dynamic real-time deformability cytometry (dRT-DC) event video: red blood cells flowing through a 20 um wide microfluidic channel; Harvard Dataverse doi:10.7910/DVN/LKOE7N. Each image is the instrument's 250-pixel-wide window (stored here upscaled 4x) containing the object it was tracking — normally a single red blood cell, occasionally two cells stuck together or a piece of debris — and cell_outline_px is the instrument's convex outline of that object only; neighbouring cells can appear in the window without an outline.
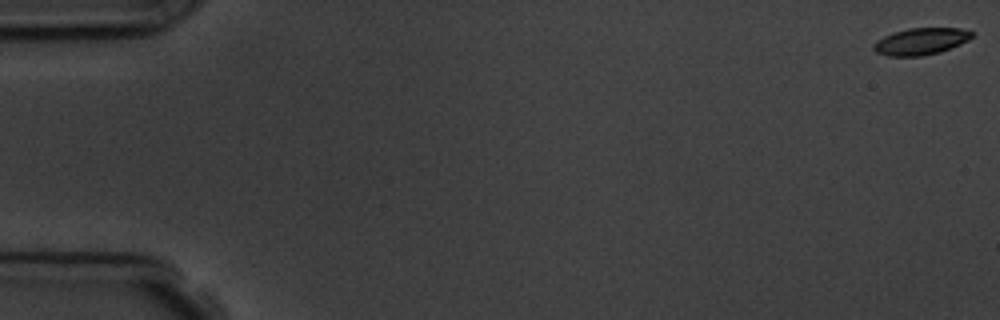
{"species": "common noctule bat (a hibernating species)", "species_latin": "Nyctalus noctula", "temperature_condition": "room temperature", "stored_images_in_passage": 5, "camera_frame_rate_fps": 3000, "um_per_image_px": 0.085, "animal": {"sex": "male", "body_mass_g": 19.5, "forearm_length_mm": 54.6}, "frame": {"image": 1, "passage_image": 1, "time_ms": 0.0, "image_size_px": [1000, 320], "cell_outline_px": [[976, 32], [968, 40], [960, 44], [940, 52], [920, 56], [888, 56], [876, 52], [872, 48], [872, 44], [876, 40], [892, 32], [908, 28], [960, 28]], "centroid_in_image_um": [78.25, 3.51], "position_along_channel_um": 6.7, "area_um2": 15.49}}